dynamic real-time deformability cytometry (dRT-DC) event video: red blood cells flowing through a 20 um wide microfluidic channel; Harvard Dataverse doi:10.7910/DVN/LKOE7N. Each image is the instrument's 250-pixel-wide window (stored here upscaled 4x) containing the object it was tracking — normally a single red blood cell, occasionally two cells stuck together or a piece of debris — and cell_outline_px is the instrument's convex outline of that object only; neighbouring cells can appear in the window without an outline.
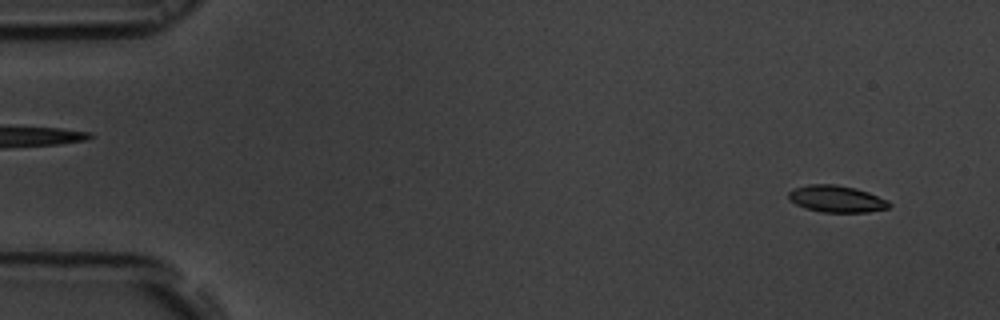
{"species": "common noctule bat (a hibernating species)", "species_latin": "Nyctalus noctula", "temperature_condition": "room temperature", "stored_images_in_passage": 56, "camera_frame_rate_fps": 3000, "um_per_image_px": 0.085, "animal": {"sex": "male", "body_mass_g": 19.5, "forearm_length_mm": 54.6}, "frame": {"image": 1, "passage_image": 4, "time_ms": 1.0, "image_size_px": [1000, 320], "cell_outline_px": [[892, 204], [888, 208], [868, 212], [820, 212], [804, 208], [796, 204], [788, 196], [788, 192], [792, 188], [808, 184], [836, 184], [856, 188], [868, 192], [888, 200]], "centroid_in_image_um": [71.1, 16.9], "position_along_channel_um": 13.9, "area_um2": 15.84}}
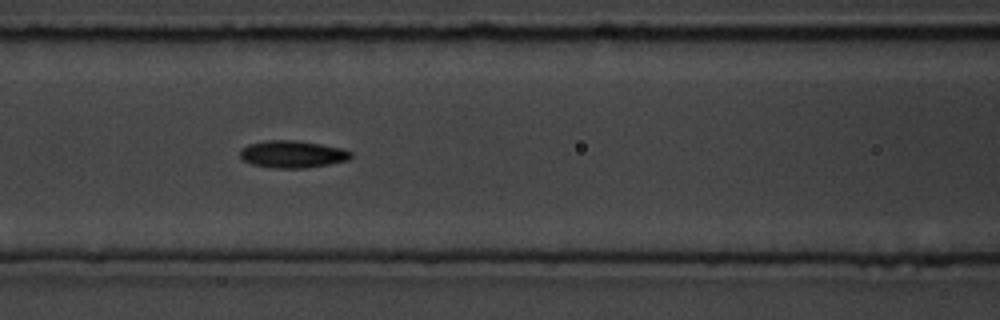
{"frame": {"image": 2, "passage_image": 24, "time_ms": 7.667, "image_size_px": [1000, 320], "cell_outline_px": [[352, 156], [348, 160], [328, 164], [304, 168], [272, 168], [252, 164], [244, 160], [240, 156], [240, 152], [248, 144], [264, 140], [296, 140], [320, 144], [340, 148], [352, 152]], "centroid_in_image_um": [24.85, 13.1], "position_along_channel_um": 141.7, "area_um2": 17.46}}
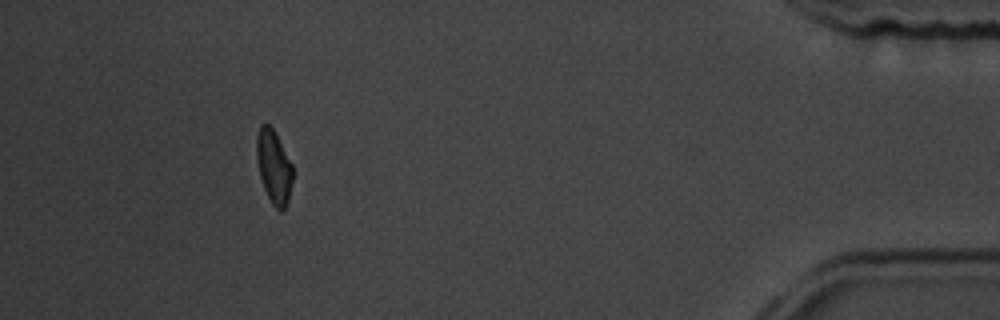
{"frame": {"image": 3, "passage_image": 51, "time_ms": 16.667, "image_size_px": [1000, 320], "cell_outline_px": [[292, 180], [288, 200], [284, 208], [280, 212], [272, 204], [264, 188], [260, 176], [256, 156], [256, 136], [260, 124], [268, 124], [276, 132], [292, 164]], "centroid_in_image_um": [23.26, 14.13], "position_along_channel_um": 411.9, "area_um2": 15.43}, "authors_computed_cell_mechanics": {"area_um2": 16.5597, "velocity_mm_per_s": 3.6774, "shape_relaxation_time_tau1_ms": 3.4407, "shape_relaxation_time_tau2_ms": null, "deformation_change_tau1": 0.1259, "deformation_change_tau2": null}}